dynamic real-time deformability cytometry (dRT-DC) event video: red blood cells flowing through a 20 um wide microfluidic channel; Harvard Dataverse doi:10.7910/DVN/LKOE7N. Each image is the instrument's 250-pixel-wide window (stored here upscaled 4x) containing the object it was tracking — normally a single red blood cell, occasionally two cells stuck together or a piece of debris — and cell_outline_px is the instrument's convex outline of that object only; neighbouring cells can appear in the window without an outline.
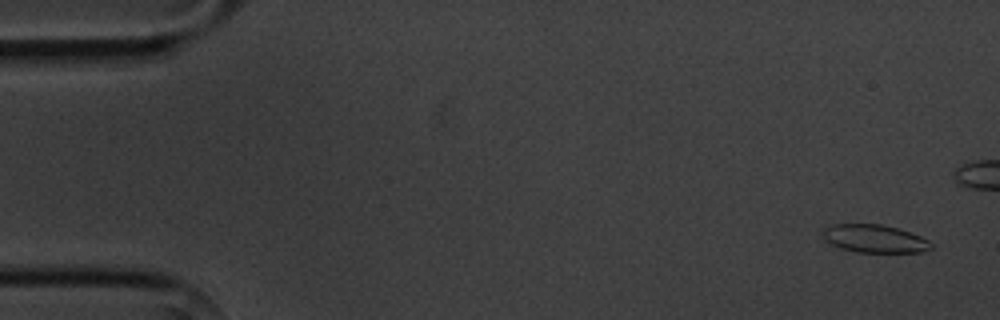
{"species": "common noctule bat (a hibernating species)", "species_latin": "Nyctalus noctula", "temperature_condition": "cold", "stored_images_in_passage": 12, "camera_frame_rate_fps": 3000, "um_per_image_px": 0.085, "animal": {"sex": "male", "body_mass_g": 20.1, "forearm_length_mm": 53.5}, "frame": {"image": 1, "passage_image": 1, "time_ms": 0.0, "image_size_px": [1000, 320], "cell_outline_px": [[932, 248], [920, 252], [856, 252], [840, 248], [824, 240], [820, 236], [820, 232], [824, 228], [832, 224], [880, 224], [896, 228], [920, 236], [928, 240], [932, 244]], "centroid_in_image_um": [74.26, 20.28], "position_along_channel_um": 10.7, "area_um2": 17.69}}
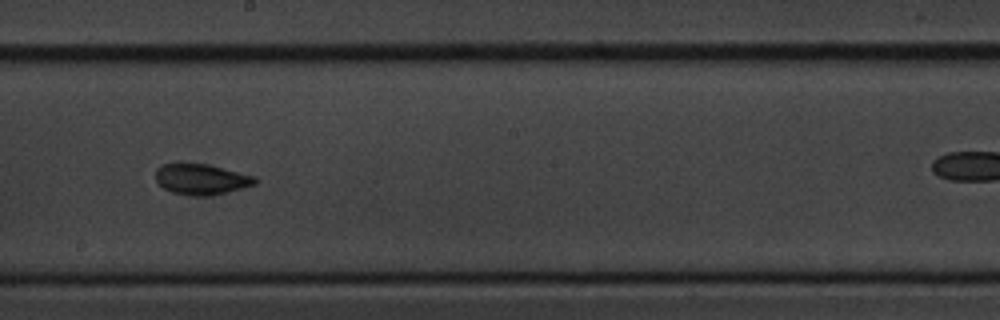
{"frame": {"image": 2, "passage_image": 9, "time_ms": 9.333, "image_size_px": [1000, 320], "cell_outline_px": [[256, 184], [228, 192], [212, 196], [196, 196], [172, 192], [164, 188], [156, 180], [156, 168], [160, 164], [208, 164], [256, 176]], "centroid_in_image_um": [17.13, 15.24], "position_along_channel_um": 231.1, "area_um2": 17.74}}
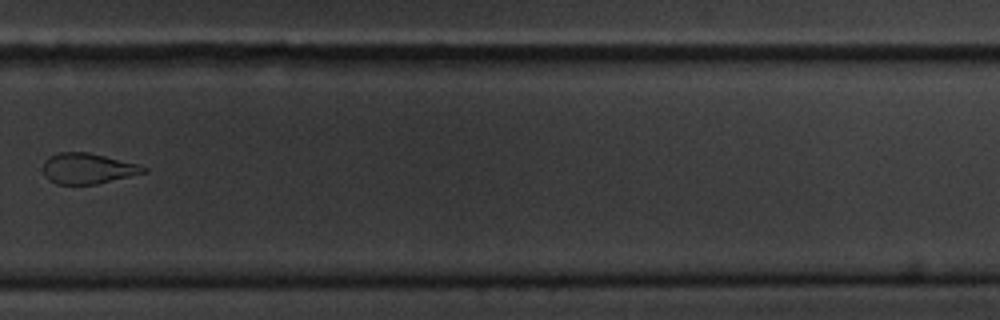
{"frame": {"image": 3, "passage_image": 12, "time_ms": 13.667, "image_size_px": [1000, 320], "cell_outline_px": [[148, 172], [96, 184], [56, 184], [48, 180], [44, 176], [44, 160], [48, 156], [60, 152], [88, 152], [140, 164], [148, 168]], "centroid_in_image_um": [7.47, 14.32], "position_along_channel_um": 322.3, "area_um2": 18.09}}